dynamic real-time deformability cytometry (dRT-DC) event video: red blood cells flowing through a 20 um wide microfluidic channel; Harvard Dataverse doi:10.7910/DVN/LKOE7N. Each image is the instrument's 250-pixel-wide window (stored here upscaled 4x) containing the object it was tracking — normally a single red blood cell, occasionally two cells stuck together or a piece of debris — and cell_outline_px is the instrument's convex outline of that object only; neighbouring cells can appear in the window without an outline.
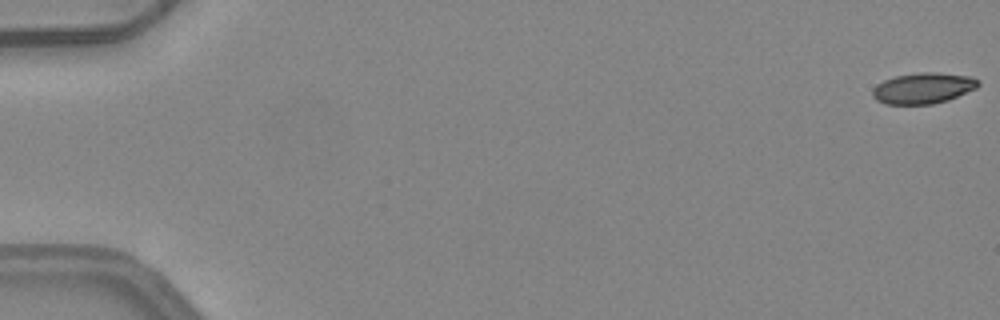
{"species": "common noctule bat (a hibernating species)", "species_latin": "Nyctalus noctula", "temperature_condition": "warm", "stored_images_in_passage": 6, "camera_frame_rate_fps": 3000, "um_per_image_px": 0.085, "animal": {"sex": "female", "body_mass_g": 24.6, "forearm_length_mm": 56.2}, "frame": {"image": 1, "passage_image": 1, "time_ms": 0.0, "image_size_px": [1000, 320], "cell_outline_px": [[980, 84], [976, 88], [948, 100], [932, 104], [884, 104], [876, 100], [872, 96], [872, 88], [876, 84], [884, 80], [896, 76], [920, 72], [936, 72], [972, 76], [980, 80]], "centroid_in_image_um": [78.46, 7.49], "position_along_channel_um": 6.5, "area_um2": 19.19}}